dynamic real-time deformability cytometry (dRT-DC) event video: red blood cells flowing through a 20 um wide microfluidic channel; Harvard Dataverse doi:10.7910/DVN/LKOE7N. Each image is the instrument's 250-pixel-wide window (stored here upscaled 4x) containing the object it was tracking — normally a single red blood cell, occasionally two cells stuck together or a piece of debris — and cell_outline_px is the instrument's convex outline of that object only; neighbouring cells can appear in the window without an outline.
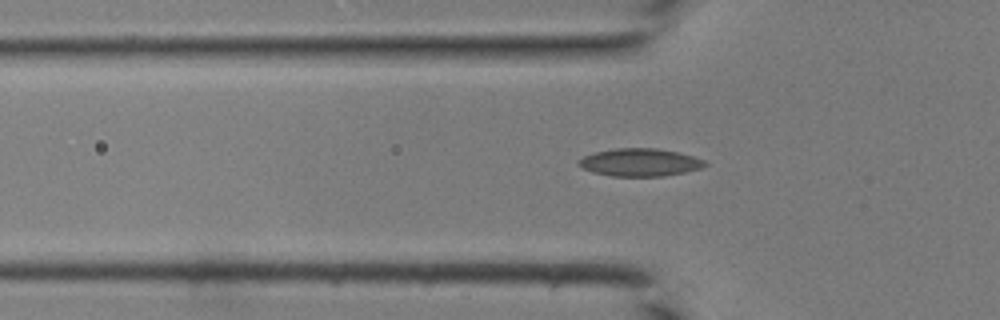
{"species": "common noctule bat (a hibernating species)", "species_latin": "Nyctalus noctula", "temperature_condition": "room temperature", "stored_images_in_passage": 40, "segment_of_instrument_passage": [1, 2], "camera_frame_rate_fps": 3000, "um_per_image_px": 0.085, "animal": {"sex": "male", "body_mass_g": 19.0, "forearm_length_mm": 50.8}, "frame": {"image": 1, "passage_image": 14, "time_ms": 4.333, "image_size_px": [1000, 320], "cell_outline_px": [[708, 164], [700, 168], [684, 172], [664, 176], [612, 176], [592, 172], [576, 164], [584, 156], [596, 152], [616, 148], [656, 148], [676, 152], [692, 156], [704, 160]], "centroid_in_image_um": [54.38, 13.8], "position_along_channel_um": 71.4, "area_um2": 20.17}}
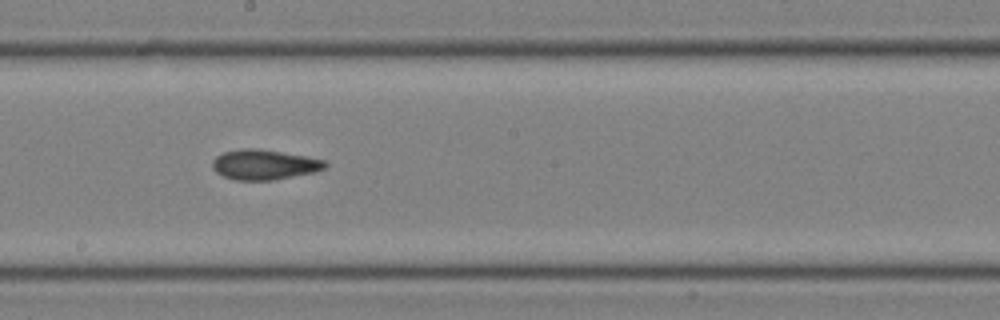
{"frame": {"image": 2, "passage_image": 24, "time_ms": 7.667, "image_size_px": [1000, 320], "cell_outline_px": [[328, 164], [324, 168], [312, 172], [272, 180], [236, 180], [224, 176], [216, 172], [212, 168], [212, 160], [216, 156], [224, 152], [240, 148], [256, 148], [304, 156], [324, 160]], "centroid_in_image_um": [22.4, 13.98], "position_along_channel_um": 225.8, "area_um2": 19.48}}
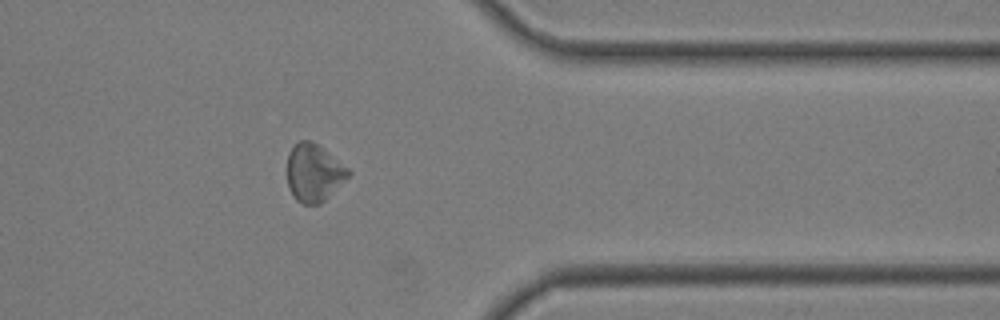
{"frame": {"image": 3, "passage_image": 35, "time_ms": 11.333, "image_size_px": [1000, 320], "cell_outline_px": [[352, 172], [320, 204], [304, 204], [296, 200], [288, 188], [288, 152], [300, 140], [312, 140], [348, 168]], "centroid_in_image_um": [26.65, 14.68], "position_along_channel_um": 384.7, "area_um2": 20.17}}